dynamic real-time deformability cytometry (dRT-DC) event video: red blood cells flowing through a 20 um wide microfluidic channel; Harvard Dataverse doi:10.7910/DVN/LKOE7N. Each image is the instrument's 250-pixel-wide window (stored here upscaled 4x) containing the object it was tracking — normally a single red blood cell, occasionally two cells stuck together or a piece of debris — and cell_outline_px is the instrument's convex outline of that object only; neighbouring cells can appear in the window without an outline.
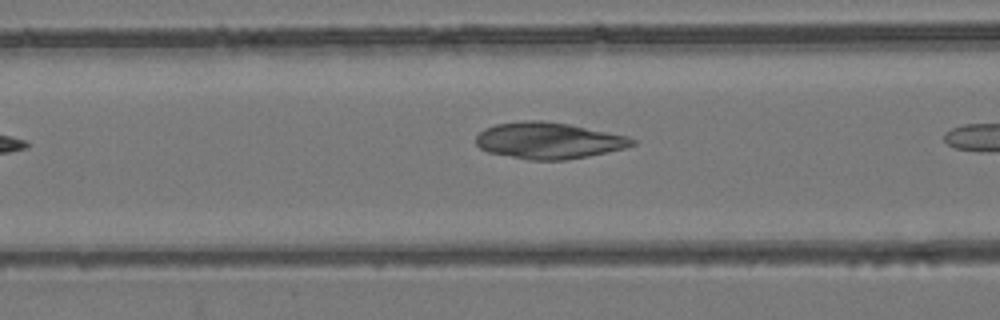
{"species": "common noctule bat (a hibernating species)", "species_latin": "Nyctalus noctula", "temperature_condition": "room temperature", "stored_images_in_passage": 6, "camera_frame_rate_fps": 3000, "um_per_image_px": 0.085, "animal": {"sex": "female", "body_mass_g": 24.6, "forearm_length_mm": 56.2}, "frame": {"image": 1, "passage_image": 5, "time_ms": 6.0, "image_size_px": [1000, 320], "cell_outline_px": [[636, 144], [624, 148], [608, 152], [588, 156], [564, 160], [528, 160], [488, 152], [480, 148], [476, 144], [476, 136], [484, 128], [496, 124], [524, 120], [544, 120], [568, 124], [628, 136], [636, 140]], "centroid_in_image_um": [46.62, 11.95], "position_along_channel_um": 120.0, "area_um2": 33.18}}